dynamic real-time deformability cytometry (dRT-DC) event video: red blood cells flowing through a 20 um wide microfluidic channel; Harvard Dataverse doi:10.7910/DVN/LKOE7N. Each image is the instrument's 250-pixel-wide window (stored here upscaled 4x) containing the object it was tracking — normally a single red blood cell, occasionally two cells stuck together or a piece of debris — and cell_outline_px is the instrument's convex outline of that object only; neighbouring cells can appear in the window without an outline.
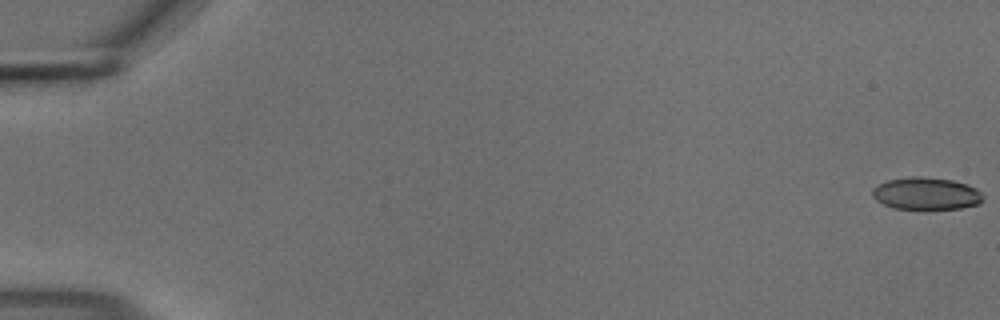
{"species": "common noctule bat (a hibernating species)", "species_latin": "Nyctalus noctula", "temperature_condition": "cold", "stored_images_in_passage": 56, "camera_frame_rate_fps": 3000, "um_per_image_px": 0.085, "animal": {"sex": "male", "body_mass_g": 18.8}, "frame": {"image": 1, "passage_image": 1, "time_ms": 0.0, "image_size_px": [1000, 320], "cell_outline_px": [[984, 200], [980, 204], [960, 208], [924, 212], [892, 208], [876, 200], [872, 196], [872, 188], [888, 180], [912, 176], [920, 176], [952, 180], [968, 184], [976, 188], [984, 196]], "centroid_in_image_um": [78.75, 16.5], "position_along_channel_um": 6.3, "area_um2": 21.73}}
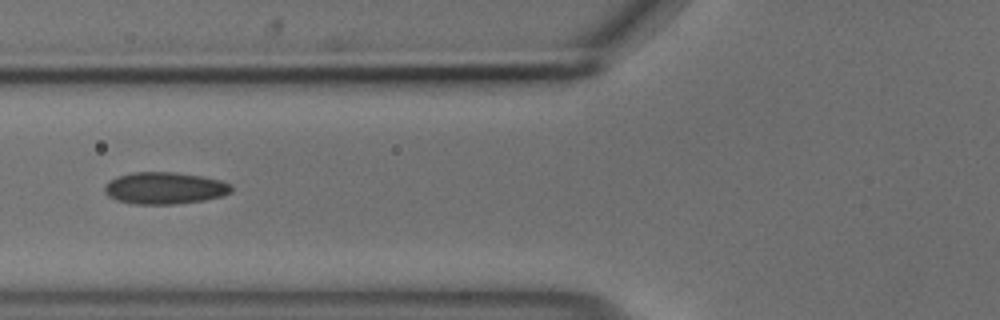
{"frame": {"image": 2, "passage_image": 23, "time_ms": 7.333, "image_size_px": [1000, 320], "cell_outline_px": [[232, 192], [220, 196], [204, 200], [176, 204], [132, 204], [116, 200], [108, 196], [104, 192], [104, 184], [108, 180], [116, 176], [132, 172], [176, 172], [204, 176], [220, 180], [232, 184]], "centroid_in_image_um": [13.97, 15.98], "position_along_channel_um": 111.8, "area_um2": 23.93}}
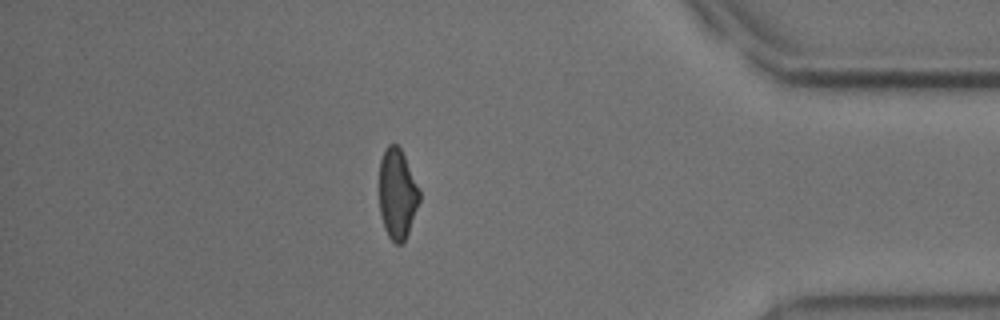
{"frame": {"image": 3, "passage_image": 49, "time_ms": 16.0, "image_size_px": [1000, 320], "cell_outline_px": [[420, 200], [408, 232], [404, 240], [400, 244], [396, 244], [388, 236], [384, 228], [380, 212], [380, 160], [384, 148], [388, 144], [396, 144], [400, 148], [404, 156], [420, 192]], "centroid_in_image_um": [33.75, 16.47], "position_along_channel_um": 401.4, "area_um2": 20.81}, "authors_computed_cell_mechanics": {"area_um2": 22.4264, "velocity_mm_per_s": 3.7091, "shape_relaxation_time_tau1_ms": null, "shape_relaxation_time_tau2_ms": 1.7906, "deformation_change_tau1": null, "deformation_change_tau2": 0.0774}}